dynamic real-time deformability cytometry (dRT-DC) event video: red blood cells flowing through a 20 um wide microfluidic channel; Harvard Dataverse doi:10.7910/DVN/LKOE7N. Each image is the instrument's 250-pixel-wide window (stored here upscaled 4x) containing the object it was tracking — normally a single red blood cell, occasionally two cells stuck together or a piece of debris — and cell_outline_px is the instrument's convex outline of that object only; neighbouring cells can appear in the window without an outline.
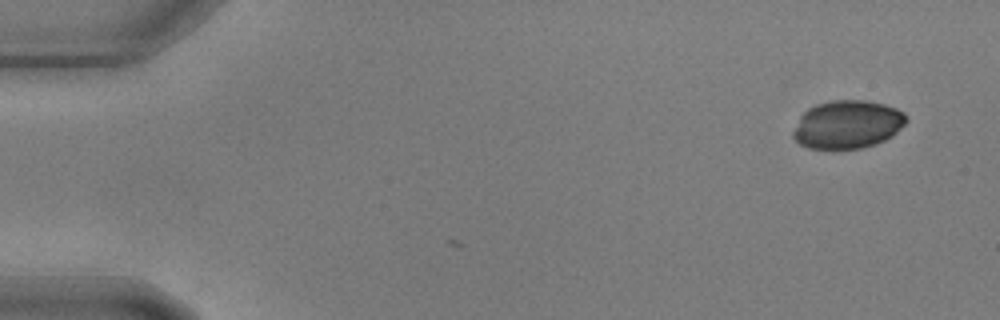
{"species": "common noctule bat (a hibernating species)", "species_latin": "Nyctalus noctula", "temperature_condition": "warm", "stored_images_in_passage": 4, "camera_frame_rate_fps": 3000, "um_per_image_px": 0.085, "animal": {"sex": "male", "body_mass_g": 17.9, "forearm_length_mm": 54.2}, "frame": {"image": 1, "passage_image": 4, "time_ms": 1.0, "image_size_px": [1000, 320], "cell_outline_px": [[908, 120], [892, 136], [876, 144], [860, 148], [832, 152], [808, 148], [800, 144], [792, 136], [792, 132], [800, 116], [808, 108], [816, 104], [832, 100], [864, 100], [884, 104], [896, 108], [904, 112], [908, 116]], "centroid_in_image_um": [72.01, 10.62], "position_along_channel_um": 13.0, "area_um2": 32.48}}